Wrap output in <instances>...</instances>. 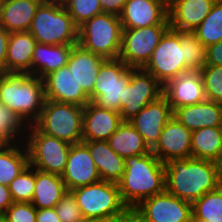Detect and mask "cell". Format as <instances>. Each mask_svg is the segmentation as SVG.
I'll return each mask as SVG.
<instances>
[{
	"instance_id": "obj_1",
	"label": "cell",
	"mask_w": 222,
	"mask_h": 222,
	"mask_svg": "<svg viewBox=\"0 0 222 222\" xmlns=\"http://www.w3.org/2000/svg\"><path fill=\"white\" fill-rule=\"evenodd\" d=\"M222 185V165L193 157L165 163V190L193 203Z\"/></svg>"
},
{
	"instance_id": "obj_2",
	"label": "cell",
	"mask_w": 222,
	"mask_h": 222,
	"mask_svg": "<svg viewBox=\"0 0 222 222\" xmlns=\"http://www.w3.org/2000/svg\"><path fill=\"white\" fill-rule=\"evenodd\" d=\"M125 172L117 183L122 201L132 211L143 200L165 191V164L151 151L124 158Z\"/></svg>"
},
{
	"instance_id": "obj_3",
	"label": "cell",
	"mask_w": 222,
	"mask_h": 222,
	"mask_svg": "<svg viewBox=\"0 0 222 222\" xmlns=\"http://www.w3.org/2000/svg\"><path fill=\"white\" fill-rule=\"evenodd\" d=\"M45 100L43 79L30 74L0 72V102L27 126L37 121Z\"/></svg>"
},
{
	"instance_id": "obj_4",
	"label": "cell",
	"mask_w": 222,
	"mask_h": 222,
	"mask_svg": "<svg viewBox=\"0 0 222 222\" xmlns=\"http://www.w3.org/2000/svg\"><path fill=\"white\" fill-rule=\"evenodd\" d=\"M72 191L84 219L118 222L131 215V210L122 201L116 183L101 180Z\"/></svg>"
},
{
	"instance_id": "obj_5",
	"label": "cell",
	"mask_w": 222,
	"mask_h": 222,
	"mask_svg": "<svg viewBox=\"0 0 222 222\" xmlns=\"http://www.w3.org/2000/svg\"><path fill=\"white\" fill-rule=\"evenodd\" d=\"M29 32L42 44H78V26L59 1L44 0L40 4Z\"/></svg>"
},
{
	"instance_id": "obj_6",
	"label": "cell",
	"mask_w": 222,
	"mask_h": 222,
	"mask_svg": "<svg viewBox=\"0 0 222 222\" xmlns=\"http://www.w3.org/2000/svg\"><path fill=\"white\" fill-rule=\"evenodd\" d=\"M122 31L120 16L103 12L78 27V44L105 59H115L120 53Z\"/></svg>"
},
{
	"instance_id": "obj_7",
	"label": "cell",
	"mask_w": 222,
	"mask_h": 222,
	"mask_svg": "<svg viewBox=\"0 0 222 222\" xmlns=\"http://www.w3.org/2000/svg\"><path fill=\"white\" fill-rule=\"evenodd\" d=\"M83 114L84 106L46 99L33 125L44 134L77 144L83 141Z\"/></svg>"
},
{
	"instance_id": "obj_8",
	"label": "cell",
	"mask_w": 222,
	"mask_h": 222,
	"mask_svg": "<svg viewBox=\"0 0 222 222\" xmlns=\"http://www.w3.org/2000/svg\"><path fill=\"white\" fill-rule=\"evenodd\" d=\"M25 144L33 168L62 175L72 144L42 133L34 125L27 127Z\"/></svg>"
},
{
	"instance_id": "obj_9",
	"label": "cell",
	"mask_w": 222,
	"mask_h": 222,
	"mask_svg": "<svg viewBox=\"0 0 222 222\" xmlns=\"http://www.w3.org/2000/svg\"><path fill=\"white\" fill-rule=\"evenodd\" d=\"M130 81V67L119 58L105 59L96 77L92 102L104 109L120 112V100Z\"/></svg>"
},
{
	"instance_id": "obj_10",
	"label": "cell",
	"mask_w": 222,
	"mask_h": 222,
	"mask_svg": "<svg viewBox=\"0 0 222 222\" xmlns=\"http://www.w3.org/2000/svg\"><path fill=\"white\" fill-rule=\"evenodd\" d=\"M143 69L152 74L163 86L178 74L191 70L185 64L179 31L169 28L164 33L150 61Z\"/></svg>"
},
{
	"instance_id": "obj_11",
	"label": "cell",
	"mask_w": 222,
	"mask_h": 222,
	"mask_svg": "<svg viewBox=\"0 0 222 222\" xmlns=\"http://www.w3.org/2000/svg\"><path fill=\"white\" fill-rule=\"evenodd\" d=\"M170 25L123 29L118 58L130 68H144Z\"/></svg>"
},
{
	"instance_id": "obj_12",
	"label": "cell",
	"mask_w": 222,
	"mask_h": 222,
	"mask_svg": "<svg viewBox=\"0 0 222 222\" xmlns=\"http://www.w3.org/2000/svg\"><path fill=\"white\" fill-rule=\"evenodd\" d=\"M131 215L138 222H192V203L166 190L143 200Z\"/></svg>"
},
{
	"instance_id": "obj_13",
	"label": "cell",
	"mask_w": 222,
	"mask_h": 222,
	"mask_svg": "<svg viewBox=\"0 0 222 222\" xmlns=\"http://www.w3.org/2000/svg\"><path fill=\"white\" fill-rule=\"evenodd\" d=\"M163 95V85L143 68H130V81L120 100V116L123 121L132 119L150 102Z\"/></svg>"
},
{
	"instance_id": "obj_14",
	"label": "cell",
	"mask_w": 222,
	"mask_h": 222,
	"mask_svg": "<svg viewBox=\"0 0 222 222\" xmlns=\"http://www.w3.org/2000/svg\"><path fill=\"white\" fill-rule=\"evenodd\" d=\"M173 113L171 105L162 95L141 109L129 122L143 137L145 144L151 150L158 142L164 126L171 119Z\"/></svg>"
},
{
	"instance_id": "obj_15",
	"label": "cell",
	"mask_w": 222,
	"mask_h": 222,
	"mask_svg": "<svg viewBox=\"0 0 222 222\" xmlns=\"http://www.w3.org/2000/svg\"><path fill=\"white\" fill-rule=\"evenodd\" d=\"M191 138L192 131L172 116L151 152L164 164L173 159L192 157Z\"/></svg>"
},
{
	"instance_id": "obj_16",
	"label": "cell",
	"mask_w": 222,
	"mask_h": 222,
	"mask_svg": "<svg viewBox=\"0 0 222 222\" xmlns=\"http://www.w3.org/2000/svg\"><path fill=\"white\" fill-rule=\"evenodd\" d=\"M119 16L123 29L170 25L164 0H127Z\"/></svg>"
},
{
	"instance_id": "obj_17",
	"label": "cell",
	"mask_w": 222,
	"mask_h": 222,
	"mask_svg": "<svg viewBox=\"0 0 222 222\" xmlns=\"http://www.w3.org/2000/svg\"><path fill=\"white\" fill-rule=\"evenodd\" d=\"M163 95L173 112L177 108L207 100L199 70H189L178 74L163 86Z\"/></svg>"
},
{
	"instance_id": "obj_18",
	"label": "cell",
	"mask_w": 222,
	"mask_h": 222,
	"mask_svg": "<svg viewBox=\"0 0 222 222\" xmlns=\"http://www.w3.org/2000/svg\"><path fill=\"white\" fill-rule=\"evenodd\" d=\"M61 177L67 190L101 181L90 151L83 142L71 145Z\"/></svg>"
},
{
	"instance_id": "obj_19",
	"label": "cell",
	"mask_w": 222,
	"mask_h": 222,
	"mask_svg": "<svg viewBox=\"0 0 222 222\" xmlns=\"http://www.w3.org/2000/svg\"><path fill=\"white\" fill-rule=\"evenodd\" d=\"M45 98L62 103L85 106L89 96L71 74L68 66L61 67L43 78Z\"/></svg>"
},
{
	"instance_id": "obj_20",
	"label": "cell",
	"mask_w": 222,
	"mask_h": 222,
	"mask_svg": "<svg viewBox=\"0 0 222 222\" xmlns=\"http://www.w3.org/2000/svg\"><path fill=\"white\" fill-rule=\"evenodd\" d=\"M217 0H173L168 4L170 28L193 32L208 16Z\"/></svg>"
},
{
	"instance_id": "obj_21",
	"label": "cell",
	"mask_w": 222,
	"mask_h": 222,
	"mask_svg": "<svg viewBox=\"0 0 222 222\" xmlns=\"http://www.w3.org/2000/svg\"><path fill=\"white\" fill-rule=\"evenodd\" d=\"M122 122L120 112L104 109L90 101L84 106L83 140L107 141Z\"/></svg>"
},
{
	"instance_id": "obj_22",
	"label": "cell",
	"mask_w": 222,
	"mask_h": 222,
	"mask_svg": "<svg viewBox=\"0 0 222 222\" xmlns=\"http://www.w3.org/2000/svg\"><path fill=\"white\" fill-rule=\"evenodd\" d=\"M37 41L29 31L11 32L5 73L32 75V57Z\"/></svg>"
},
{
	"instance_id": "obj_23",
	"label": "cell",
	"mask_w": 222,
	"mask_h": 222,
	"mask_svg": "<svg viewBox=\"0 0 222 222\" xmlns=\"http://www.w3.org/2000/svg\"><path fill=\"white\" fill-rule=\"evenodd\" d=\"M104 60L105 58L85 50L79 44L74 45L69 55L67 66L90 101L98 70Z\"/></svg>"
},
{
	"instance_id": "obj_24",
	"label": "cell",
	"mask_w": 222,
	"mask_h": 222,
	"mask_svg": "<svg viewBox=\"0 0 222 222\" xmlns=\"http://www.w3.org/2000/svg\"><path fill=\"white\" fill-rule=\"evenodd\" d=\"M173 116L190 131L204 127H222V103L205 100L177 108Z\"/></svg>"
},
{
	"instance_id": "obj_25",
	"label": "cell",
	"mask_w": 222,
	"mask_h": 222,
	"mask_svg": "<svg viewBox=\"0 0 222 222\" xmlns=\"http://www.w3.org/2000/svg\"><path fill=\"white\" fill-rule=\"evenodd\" d=\"M89 149L101 180L118 183L125 172L124 158L117 155L108 141H82Z\"/></svg>"
},
{
	"instance_id": "obj_26",
	"label": "cell",
	"mask_w": 222,
	"mask_h": 222,
	"mask_svg": "<svg viewBox=\"0 0 222 222\" xmlns=\"http://www.w3.org/2000/svg\"><path fill=\"white\" fill-rule=\"evenodd\" d=\"M44 0H6L0 7V25L9 33L29 31L37 8Z\"/></svg>"
},
{
	"instance_id": "obj_27",
	"label": "cell",
	"mask_w": 222,
	"mask_h": 222,
	"mask_svg": "<svg viewBox=\"0 0 222 222\" xmlns=\"http://www.w3.org/2000/svg\"><path fill=\"white\" fill-rule=\"evenodd\" d=\"M74 45L38 43L32 57V75L43 79L49 73L67 66Z\"/></svg>"
},
{
	"instance_id": "obj_28",
	"label": "cell",
	"mask_w": 222,
	"mask_h": 222,
	"mask_svg": "<svg viewBox=\"0 0 222 222\" xmlns=\"http://www.w3.org/2000/svg\"><path fill=\"white\" fill-rule=\"evenodd\" d=\"M66 191L61 175L35 169V189L31 203L37 209L55 208Z\"/></svg>"
},
{
	"instance_id": "obj_29",
	"label": "cell",
	"mask_w": 222,
	"mask_h": 222,
	"mask_svg": "<svg viewBox=\"0 0 222 222\" xmlns=\"http://www.w3.org/2000/svg\"><path fill=\"white\" fill-rule=\"evenodd\" d=\"M192 157L222 165V127H204L192 131Z\"/></svg>"
},
{
	"instance_id": "obj_30",
	"label": "cell",
	"mask_w": 222,
	"mask_h": 222,
	"mask_svg": "<svg viewBox=\"0 0 222 222\" xmlns=\"http://www.w3.org/2000/svg\"><path fill=\"white\" fill-rule=\"evenodd\" d=\"M107 141L110 148L122 158L145 155L151 151L129 121H123Z\"/></svg>"
},
{
	"instance_id": "obj_31",
	"label": "cell",
	"mask_w": 222,
	"mask_h": 222,
	"mask_svg": "<svg viewBox=\"0 0 222 222\" xmlns=\"http://www.w3.org/2000/svg\"><path fill=\"white\" fill-rule=\"evenodd\" d=\"M29 165L25 142L11 143L0 149V184L9 185Z\"/></svg>"
},
{
	"instance_id": "obj_32",
	"label": "cell",
	"mask_w": 222,
	"mask_h": 222,
	"mask_svg": "<svg viewBox=\"0 0 222 222\" xmlns=\"http://www.w3.org/2000/svg\"><path fill=\"white\" fill-rule=\"evenodd\" d=\"M192 221L222 222V185L192 203Z\"/></svg>"
},
{
	"instance_id": "obj_33",
	"label": "cell",
	"mask_w": 222,
	"mask_h": 222,
	"mask_svg": "<svg viewBox=\"0 0 222 222\" xmlns=\"http://www.w3.org/2000/svg\"><path fill=\"white\" fill-rule=\"evenodd\" d=\"M206 47L222 41V0H217L208 16L192 32Z\"/></svg>"
},
{
	"instance_id": "obj_34",
	"label": "cell",
	"mask_w": 222,
	"mask_h": 222,
	"mask_svg": "<svg viewBox=\"0 0 222 222\" xmlns=\"http://www.w3.org/2000/svg\"><path fill=\"white\" fill-rule=\"evenodd\" d=\"M185 64L191 70H201L206 64L207 47L191 32H180Z\"/></svg>"
},
{
	"instance_id": "obj_35",
	"label": "cell",
	"mask_w": 222,
	"mask_h": 222,
	"mask_svg": "<svg viewBox=\"0 0 222 222\" xmlns=\"http://www.w3.org/2000/svg\"><path fill=\"white\" fill-rule=\"evenodd\" d=\"M27 127L14 111L0 102V132L11 143L25 142Z\"/></svg>"
},
{
	"instance_id": "obj_36",
	"label": "cell",
	"mask_w": 222,
	"mask_h": 222,
	"mask_svg": "<svg viewBox=\"0 0 222 222\" xmlns=\"http://www.w3.org/2000/svg\"><path fill=\"white\" fill-rule=\"evenodd\" d=\"M14 202H31L35 189V168L30 164L8 185Z\"/></svg>"
},
{
	"instance_id": "obj_37",
	"label": "cell",
	"mask_w": 222,
	"mask_h": 222,
	"mask_svg": "<svg viewBox=\"0 0 222 222\" xmlns=\"http://www.w3.org/2000/svg\"><path fill=\"white\" fill-rule=\"evenodd\" d=\"M62 3L78 27L103 13L99 0H64Z\"/></svg>"
},
{
	"instance_id": "obj_38",
	"label": "cell",
	"mask_w": 222,
	"mask_h": 222,
	"mask_svg": "<svg viewBox=\"0 0 222 222\" xmlns=\"http://www.w3.org/2000/svg\"><path fill=\"white\" fill-rule=\"evenodd\" d=\"M199 72L207 100L222 103V66L205 64Z\"/></svg>"
},
{
	"instance_id": "obj_39",
	"label": "cell",
	"mask_w": 222,
	"mask_h": 222,
	"mask_svg": "<svg viewBox=\"0 0 222 222\" xmlns=\"http://www.w3.org/2000/svg\"><path fill=\"white\" fill-rule=\"evenodd\" d=\"M55 210L61 222H79L84 219L72 190H67L62 195Z\"/></svg>"
},
{
	"instance_id": "obj_40",
	"label": "cell",
	"mask_w": 222,
	"mask_h": 222,
	"mask_svg": "<svg viewBox=\"0 0 222 222\" xmlns=\"http://www.w3.org/2000/svg\"><path fill=\"white\" fill-rule=\"evenodd\" d=\"M3 216L9 222H36V207L31 202H13Z\"/></svg>"
},
{
	"instance_id": "obj_41",
	"label": "cell",
	"mask_w": 222,
	"mask_h": 222,
	"mask_svg": "<svg viewBox=\"0 0 222 222\" xmlns=\"http://www.w3.org/2000/svg\"><path fill=\"white\" fill-rule=\"evenodd\" d=\"M206 64L222 66V41L207 47Z\"/></svg>"
},
{
	"instance_id": "obj_42",
	"label": "cell",
	"mask_w": 222,
	"mask_h": 222,
	"mask_svg": "<svg viewBox=\"0 0 222 222\" xmlns=\"http://www.w3.org/2000/svg\"><path fill=\"white\" fill-rule=\"evenodd\" d=\"M10 33L0 25V72L5 73V62Z\"/></svg>"
},
{
	"instance_id": "obj_43",
	"label": "cell",
	"mask_w": 222,
	"mask_h": 222,
	"mask_svg": "<svg viewBox=\"0 0 222 222\" xmlns=\"http://www.w3.org/2000/svg\"><path fill=\"white\" fill-rule=\"evenodd\" d=\"M102 12L120 15L127 0H99Z\"/></svg>"
},
{
	"instance_id": "obj_44",
	"label": "cell",
	"mask_w": 222,
	"mask_h": 222,
	"mask_svg": "<svg viewBox=\"0 0 222 222\" xmlns=\"http://www.w3.org/2000/svg\"><path fill=\"white\" fill-rule=\"evenodd\" d=\"M36 222H61L55 208H36Z\"/></svg>"
},
{
	"instance_id": "obj_45",
	"label": "cell",
	"mask_w": 222,
	"mask_h": 222,
	"mask_svg": "<svg viewBox=\"0 0 222 222\" xmlns=\"http://www.w3.org/2000/svg\"><path fill=\"white\" fill-rule=\"evenodd\" d=\"M13 202L8 186L0 184V215H3Z\"/></svg>"
},
{
	"instance_id": "obj_46",
	"label": "cell",
	"mask_w": 222,
	"mask_h": 222,
	"mask_svg": "<svg viewBox=\"0 0 222 222\" xmlns=\"http://www.w3.org/2000/svg\"><path fill=\"white\" fill-rule=\"evenodd\" d=\"M11 142L0 132V149L7 147Z\"/></svg>"
},
{
	"instance_id": "obj_47",
	"label": "cell",
	"mask_w": 222,
	"mask_h": 222,
	"mask_svg": "<svg viewBox=\"0 0 222 222\" xmlns=\"http://www.w3.org/2000/svg\"><path fill=\"white\" fill-rule=\"evenodd\" d=\"M118 222H138V221L132 215H130L128 218Z\"/></svg>"
},
{
	"instance_id": "obj_48",
	"label": "cell",
	"mask_w": 222,
	"mask_h": 222,
	"mask_svg": "<svg viewBox=\"0 0 222 222\" xmlns=\"http://www.w3.org/2000/svg\"><path fill=\"white\" fill-rule=\"evenodd\" d=\"M0 222H9L3 215H0Z\"/></svg>"
},
{
	"instance_id": "obj_49",
	"label": "cell",
	"mask_w": 222,
	"mask_h": 222,
	"mask_svg": "<svg viewBox=\"0 0 222 222\" xmlns=\"http://www.w3.org/2000/svg\"><path fill=\"white\" fill-rule=\"evenodd\" d=\"M79 222H100V221H96V220H89V219H83Z\"/></svg>"
},
{
	"instance_id": "obj_50",
	"label": "cell",
	"mask_w": 222,
	"mask_h": 222,
	"mask_svg": "<svg viewBox=\"0 0 222 222\" xmlns=\"http://www.w3.org/2000/svg\"><path fill=\"white\" fill-rule=\"evenodd\" d=\"M6 0H0V7L5 3Z\"/></svg>"
},
{
	"instance_id": "obj_51",
	"label": "cell",
	"mask_w": 222,
	"mask_h": 222,
	"mask_svg": "<svg viewBox=\"0 0 222 222\" xmlns=\"http://www.w3.org/2000/svg\"><path fill=\"white\" fill-rule=\"evenodd\" d=\"M167 4L171 3L173 0H164Z\"/></svg>"
},
{
	"instance_id": "obj_52",
	"label": "cell",
	"mask_w": 222,
	"mask_h": 222,
	"mask_svg": "<svg viewBox=\"0 0 222 222\" xmlns=\"http://www.w3.org/2000/svg\"><path fill=\"white\" fill-rule=\"evenodd\" d=\"M50 1H59V2H63L64 0H50Z\"/></svg>"
},
{
	"instance_id": "obj_53",
	"label": "cell",
	"mask_w": 222,
	"mask_h": 222,
	"mask_svg": "<svg viewBox=\"0 0 222 222\" xmlns=\"http://www.w3.org/2000/svg\"><path fill=\"white\" fill-rule=\"evenodd\" d=\"M192 222H210V221H192Z\"/></svg>"
}]
</instances>
